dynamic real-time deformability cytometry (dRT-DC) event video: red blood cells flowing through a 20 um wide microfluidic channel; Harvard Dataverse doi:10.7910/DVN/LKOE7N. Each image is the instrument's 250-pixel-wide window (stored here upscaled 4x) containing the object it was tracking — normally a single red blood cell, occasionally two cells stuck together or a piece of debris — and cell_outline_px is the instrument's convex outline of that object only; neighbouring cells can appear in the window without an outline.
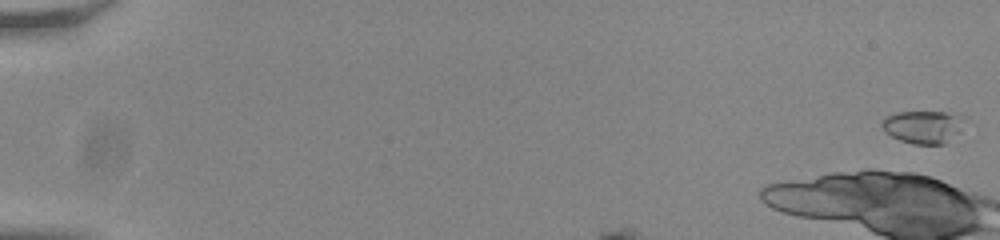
{"species": "common noctule bat (a hibernating species)", "species_latin": "Nyctalus noctula", "temperature_condition": "room temperature", "stored_images_in_passage": 49, "camera_frame_rate_fps": 3000, "um_per_image_px": 0.085, "animal": {"sex": "male", "body_mass_g": 20.0, "forearm_length_mm": 53.3}, "frame": {"image": 1, "passage_image": 2, "time_ms": 0.333, "image_size_px": [1000, 240], "cell_outline_px": [[968, 120], [944, 144], [912, 144], [900, 140], [884, 132], [880, 124], [884, 116], [896, 112], [944, 112], [968, 116]], "centroid_in_image_um": [78.45, 10.76], "position_along_channel_um": 6.6, "area_um2": 15.95}}
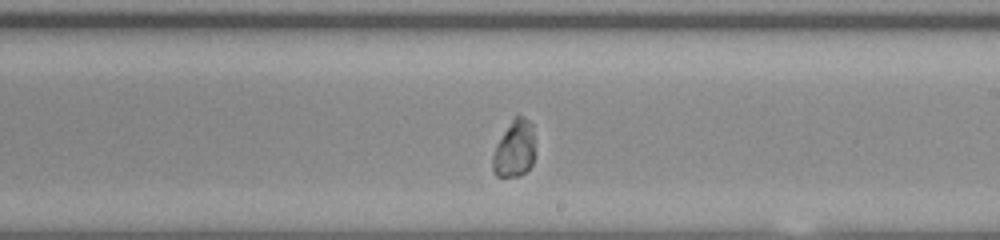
{"frame": {"image": 2, "passage_image": 26, "time_ms": 8.333, "image_size_px": [1000, 240], "cell_outline_px": [[532, 164], [520, 176], [496, 176], [492, 168], [492, 156], [496, 144], [512, 120], [516, 116], [520, 116], [528, 120], [532, 124]], "centroid_in_image_um": [43.68, 12.68], "position_along_channel_um": 245.3, "area_um2": 13.53}}
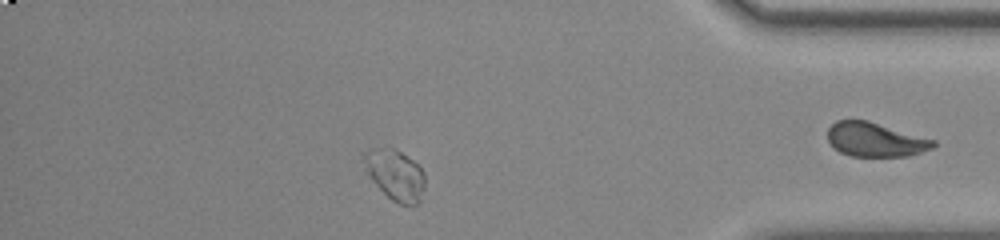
{"frame": {"image": 3, "passage_image": 41, "time_ms": 13.333, "image_size_px": [1000, 240], "cell_outline_px": [[424, 188], [420, 200], [416, 204], [400, 204], [392, 200], [372, 180], [368, 172], [364, 156], [372, 148], [392, 148], [400, 152], [412, 160], [424, 172]], "centroid_in_image_um": [33.64, 14.88], "position_along_channel_um": 401.6, "area_um2": 17.22}, "authors_computed_cell_mechanics": {"area_um2": 14.9702, "velocity_mm_per_s": 3.638, "shape_relaxation_time_tau1_ms": 5.9014, "shape_relaxation_time_tau2_ms": null, "deformation_change_tau1": 0.049, "deformation_change_tau2": null}}